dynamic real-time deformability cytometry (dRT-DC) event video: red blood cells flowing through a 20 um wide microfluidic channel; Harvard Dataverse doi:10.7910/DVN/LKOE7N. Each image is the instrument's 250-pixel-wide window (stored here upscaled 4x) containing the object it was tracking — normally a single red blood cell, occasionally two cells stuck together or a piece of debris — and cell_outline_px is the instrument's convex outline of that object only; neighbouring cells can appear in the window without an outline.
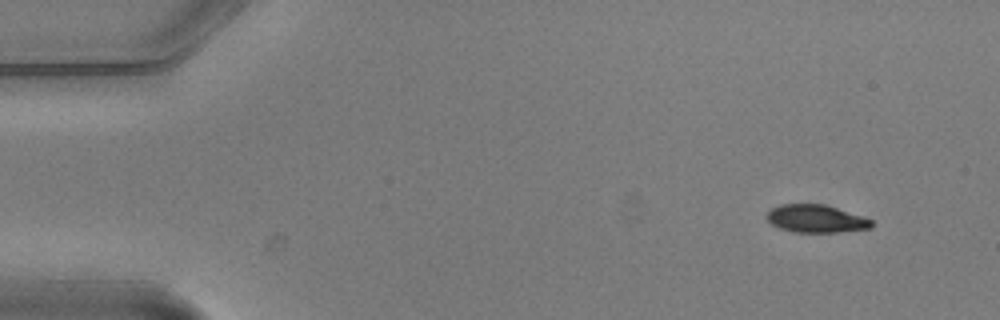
{"species": "common noctule bat (a hibernating species)", "species_latin": "Nyctalus noctula", "temperature_condition": "warm", "stored_images_in_passage": 2, "camera_frame_rate_fps": 3000, "um_per_image_px": 0.085, "animal": {"sex": "male", "body_mass_g": 20.5, "forearm_length_mm": 52.5}, "frame": {"image": 1, "passage_image": 2, "time_ms": 0.333, "image_size_px": [1000, 320], "cell_outline_px": [[872, 228], [840, 232], [796, 232], [780, 228], [772, 224], [764, 216], [772, 208], [780, 204], [824, 204], [864, 216], [872, 220]], "centroid_in_image_um": [69.37, 18.58], "position_along_channel_um": 15.6, "area_um2": 16.99}}